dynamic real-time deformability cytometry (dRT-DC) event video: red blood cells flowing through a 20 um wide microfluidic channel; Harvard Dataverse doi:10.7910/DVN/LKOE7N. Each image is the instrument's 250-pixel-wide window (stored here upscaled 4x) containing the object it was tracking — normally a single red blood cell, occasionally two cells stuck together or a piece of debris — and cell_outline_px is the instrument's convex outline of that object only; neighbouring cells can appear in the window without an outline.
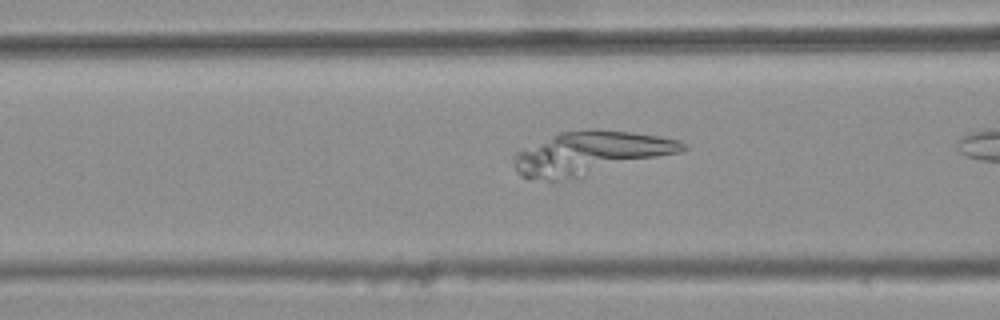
{"species": "common noctule bat (a hibernating species)", "species_latin": "Nyctalus noctula", "temperature_condition": "warm", "stored_images_in_passage": 9, "camera_frame_rate_fps": 3000, "um_per_image_px": 0.085, "animal": {"sex": "female", "body_mass_g": 25.1}, "frame": {"image": 1, "passage_image": 7, "time_ms": 2.0, "image_size_px": [1000, 320], "cell_outline_px": [[688, 148], [680, 152], [580, 180], [552, 184], [520, 176], [516, 172], [512, 164], [516, 152], [520, 148], [560, 132], [584, 128], [596, 128], [632, 132], [660, 136], [680, 140], [688, 144]], "centroid_in_image_um": [50.13, 13.08], "position_along_channel_um": 116.5, "area_um2": 44.85}}